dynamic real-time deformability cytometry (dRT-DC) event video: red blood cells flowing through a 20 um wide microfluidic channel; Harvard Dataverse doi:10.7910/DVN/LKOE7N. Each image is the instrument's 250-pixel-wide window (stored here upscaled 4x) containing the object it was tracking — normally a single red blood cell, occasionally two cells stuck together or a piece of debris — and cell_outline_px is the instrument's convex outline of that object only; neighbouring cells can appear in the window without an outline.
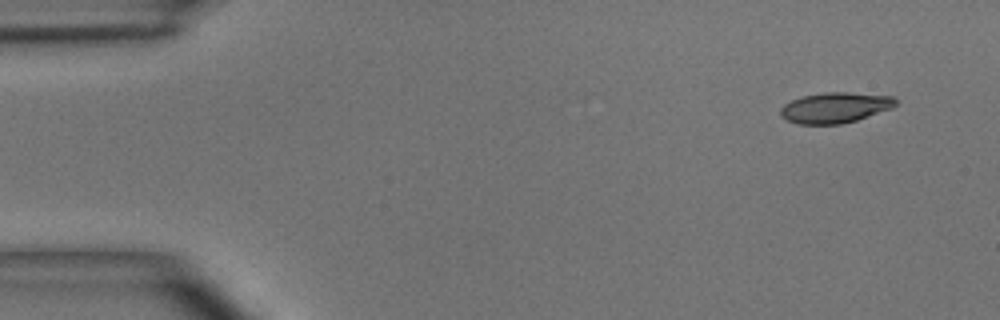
{"species": "common noctule bat (a hibernating species)", "species_latin": "Nyctalus noctula", "temperature_condition": "room temperature", "stored_images_in_passage": 3, "segment_of_instrument_passage": [1, 2], "camera_frame_rate_fps": 3000, "um_per_image_px": 0.085, "animal": {"sex": "male", "body_mass_g": 15.6}, "frame": {"image": 1, "passage_image": 1, "time_ms": 0.0, "image_size_px": [1000, 320], "cell_outline_px": [[900, 100], [892, 108], [856, 120], [840, 124], [796, 124], [780, 116], [780, 108], [784, 104], [792, 100], [804, 96], [824, 92], [848, 92], [896, 96]], "centroid_in_image_um": [71.01, 9.14], "position_along_channel_um": 14.0, "area_um2": 20.63}}